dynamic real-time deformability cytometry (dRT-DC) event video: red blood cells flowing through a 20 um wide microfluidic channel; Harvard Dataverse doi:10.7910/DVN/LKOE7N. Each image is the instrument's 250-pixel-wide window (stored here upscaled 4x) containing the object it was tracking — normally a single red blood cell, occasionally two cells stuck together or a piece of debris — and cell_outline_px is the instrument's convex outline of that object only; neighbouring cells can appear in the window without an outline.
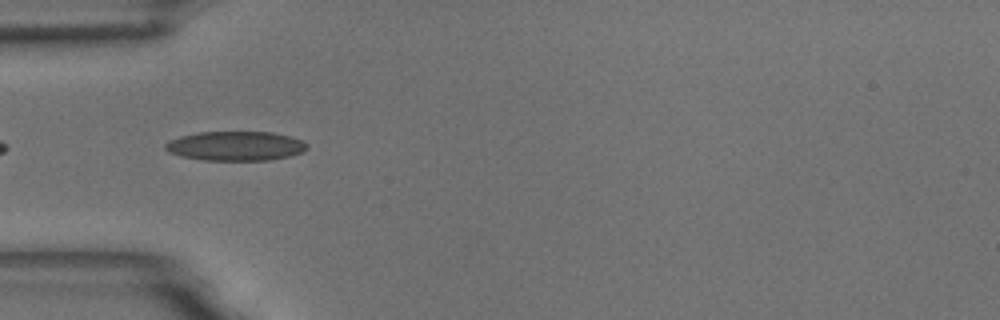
{"species": "common noctule bat (a hibernating species)", "species_latin": "Nyctalus noctula", "temperature_condition": "room temperature", "stored_images_in_passage": 9, "camera_frame_rate_fps": 3000, "um_per_image_px": 0.085, "animal": {"sex": "male", "body_mass_g": 18.8}, "frame": {"image": 1, "passage_image": 3, "time_ms": 0.667, "image_size_px": [1000, 320], "cell_outline_px": [[308, 148], [304, 152], [288, 156], [268, 160], [204, 160], [180, 156], [168, 152], [164, 148], [164, 144], [180, 136], [200, 132], [272, 132], [304, 140], [308, 144]], "centroid_in_image_um": [20.04, 12.41], "position_along_channel_um": 65.0, "area_um2": 24.28}}
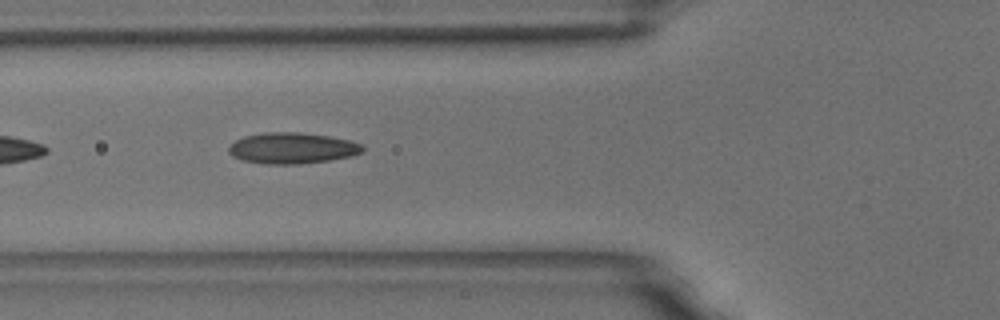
{"frame": {"image": 2, "passage_image": 6, "time_ms": 1.667, "image_size_px": [1000, 320], "cell_outline_px": [[364, 152], [352, 156], [328, 160], [296, 164], [268, 164], [244, 160], [232, 156], [228, 152], [228, 148], [236, 140], [244, 136], [264, 132], [300, 132], [328, 136], [348, 140], [360, 144], [364, 148]], "centroid_in_image_um": [24.83, 12.58], "position_along_channel_um": 101.0, "area_um2": 24.04}}